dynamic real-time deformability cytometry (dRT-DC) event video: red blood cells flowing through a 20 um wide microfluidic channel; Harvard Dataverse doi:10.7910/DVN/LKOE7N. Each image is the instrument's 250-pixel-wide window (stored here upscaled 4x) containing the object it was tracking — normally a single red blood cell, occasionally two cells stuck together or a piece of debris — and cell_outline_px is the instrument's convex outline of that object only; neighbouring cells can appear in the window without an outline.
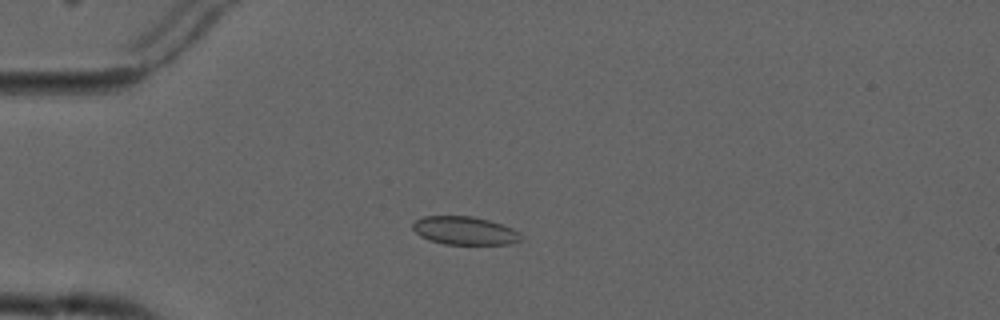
{"species": "common noctule bat (a hibernating species)", "species_latin": "Nyctalus noctula", "temperature_condition": "cold", "stored_images_in_passage": 6, "camera_frame_rate_fps": 3000, "um_per_image_px": 0.085, "animal": {"sex": "male", "forearm_length_mm": 52.5}, "frame": {"image": 1, "passage_image": 5, "time_ms": 4.667, "image_size_px": [1000, 320], "cell_outline_px": [[520, 240], [512, 244], [444, 244], [428, 240], [420, 236], [412, 228], [412, 224], [416, 220], [424, 216], [472, 216], [488, 220], [512, 228], [520, 232]], "centroid_in_image_um": [39.47, 19.61], "position_along_channel_um": 45.5, "area_um2": 17.74}}